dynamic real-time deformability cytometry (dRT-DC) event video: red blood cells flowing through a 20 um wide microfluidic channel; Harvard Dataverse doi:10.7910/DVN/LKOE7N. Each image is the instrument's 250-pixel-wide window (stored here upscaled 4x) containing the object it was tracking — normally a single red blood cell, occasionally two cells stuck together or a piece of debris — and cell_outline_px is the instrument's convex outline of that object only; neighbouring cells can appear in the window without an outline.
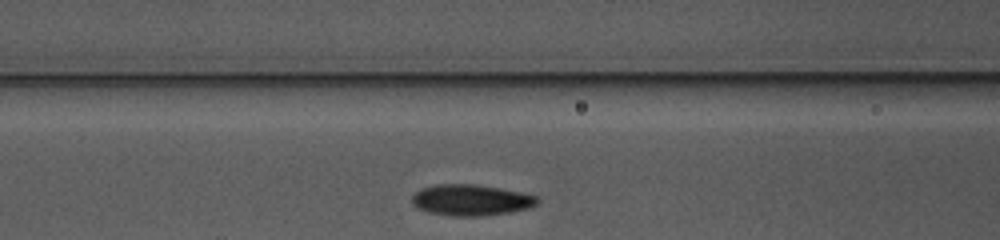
{"species": "common noctule bat (a hibernating species)", "species_latin": "Nyctalus noctula", "temperature_condition": "warm", "stored_images_in_passage": 22, "camera_frame_rate_fps": 3000, "um_per_image_px": 0.085, "animal": {"sex": "female", "body_mass_g": 10.0, "forearm_length_mm": 53.1}, "frame": {"image": 1, "passage_image": 5, "time_ms": 1.333, "image_size_px": [1000, 240], "cell_outline_px": [[540, 204], [528, 208], [508, 212], [480, 216], [452, 216], [428, 212], [412, 204], [412, 196], [416, 192], [424, 188], [440, 184], [476, 184], [500, 188], [520, 192], [536, 196], [540, 200]], "centroid_in_image_um": [40.07, 17.0], "position_along_channel_um": 126.5, "area_um2": 22.54}}
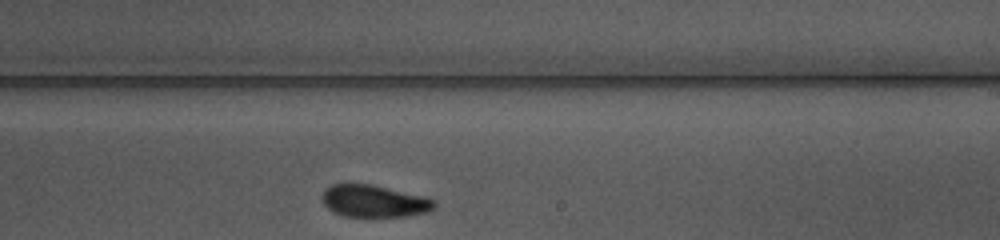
{"frame": {"image": 2, "passage_image": 15, "time_ms": 4.667, "image_size_px": [1000, 240], "cell_outline_px": [[436, 208], [428, 212], [408, 216], [344, 216], [332, 212], [324, 204], [324, 192], [332, 184], [372, 184], [428, 196], [436, 200]], "centroid_in_image_um": [31.9, 17.09], "position_along_channel_um": 257.1, "area_um2": 21.15}}
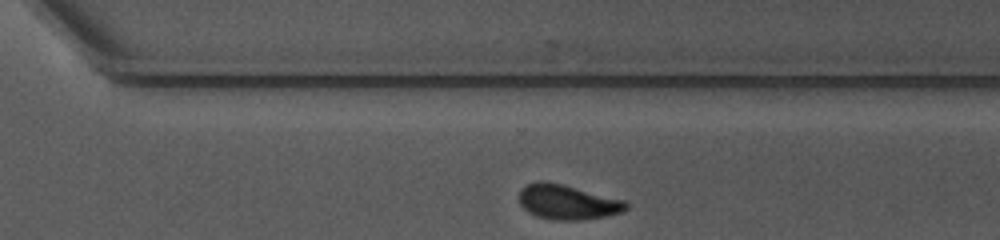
{"frame": {"image": 3, "passage_image": 20, "time_ms": 6.333, "image_size_px": [1000, 240], "cell_outline_px": [[628, 208], [624, 212], [608, 216], [580, 220], [552, 220], [536, 216], [528, 212], [520, 204], [520, 188], [528, 184], [540, 180], [560, 184], [624, 200], [628, 204]], "centroid_in_image_um": [48.24, 17.2], "position_along_channel_um": 322.4, "area_um2": 21.56}}